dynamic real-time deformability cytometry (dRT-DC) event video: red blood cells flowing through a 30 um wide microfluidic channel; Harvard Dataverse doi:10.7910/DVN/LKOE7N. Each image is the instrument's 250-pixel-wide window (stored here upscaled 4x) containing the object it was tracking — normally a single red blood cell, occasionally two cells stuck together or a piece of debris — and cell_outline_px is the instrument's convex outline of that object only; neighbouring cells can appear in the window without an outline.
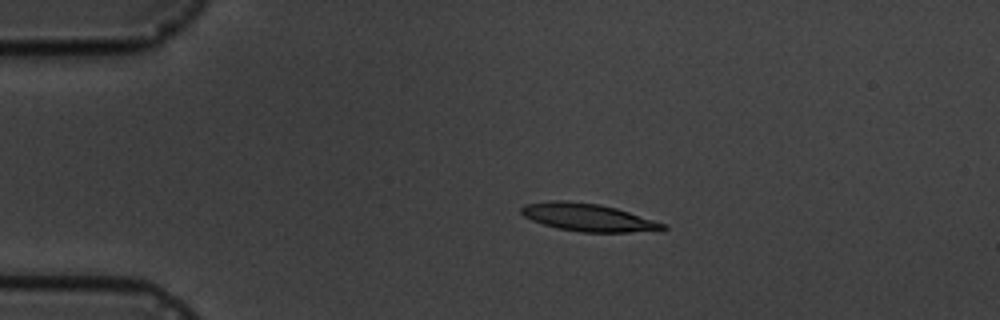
{"species": "common noctule bat (a hibernating species)", "species_latin": "Nyctalus noctula", "temperature_condition": "cold", "stored_images_in_passage": 16, "camera_frame_rate_fps": 3000, "um_per_image_px": 0.085, "animal": {"sex": "male", "body_mass_g": 19.5, "forearm_length_mm": 54.6}, "frame": {"image": 1, "passage_image": 3, "time_ms": 2.333, "image_size_px": [1000, 320], "cell_outline_px": [[668, 228], [660, 232], [580, 232], [556, 228], [532, 220], [524, 216], [520, 212], [520, 208], [524, 204], [548, 200], [564, 200], [600, 204], [616, 208], [668, 224]], "centroid_in_image_um": [50.04, 18.48], "position_along_channel_um": 35.0, "area_um2": 23.29}}
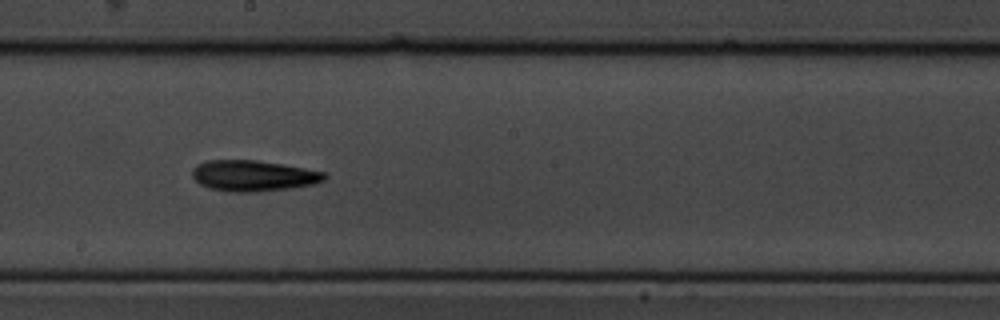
{"frame": {"image": 2, "passage_image": 9, "time_ms": 9.0, "image_size_px": [1000, 320], "cell_outline_px": [[328, 176], [324, 180], [312, 184], [288, 188], [256, 192], [228, 192], [208, 188], [200, 184], [192, 176], [192, 168], [196, 164], [208, 160], [256, 160], [304, 168], [324, 172]], "centroid_in_image_um": [21.48, 14.94], "position_along_channel_um": 226.7, "area_um2": 23.76}}
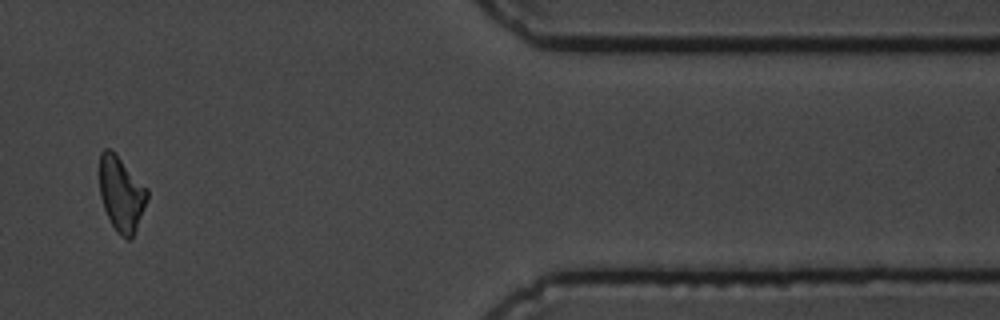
{"frame": {"image": 3, "passage_image": 14, "time_ms": 15.0, "image_size_px": [1000, 320], "cell_outline_px": [[148, 200], [132, 240], [128, 240], [120, 236], [116, 232], [104, 208], [100, 196], [100, 152], [104, 148], [108, 148], [148, 188]], "centroid_in_image_um": [10.33, 16.55], "position_along_channel_um": 401.1, "area_um2": 20.63}, "authors_computed_cell_mechanics": {"area_um2": 21.964, "velocity_mm_per_s": 3.5199, "shape_relaxation_time_tau1_ms": 4.3051, "shape_relaxation_time_tau2_ms": 8.8772, "deformation_change_tau1": 0.1344, "deformation_change_tau2": 0.1995}}